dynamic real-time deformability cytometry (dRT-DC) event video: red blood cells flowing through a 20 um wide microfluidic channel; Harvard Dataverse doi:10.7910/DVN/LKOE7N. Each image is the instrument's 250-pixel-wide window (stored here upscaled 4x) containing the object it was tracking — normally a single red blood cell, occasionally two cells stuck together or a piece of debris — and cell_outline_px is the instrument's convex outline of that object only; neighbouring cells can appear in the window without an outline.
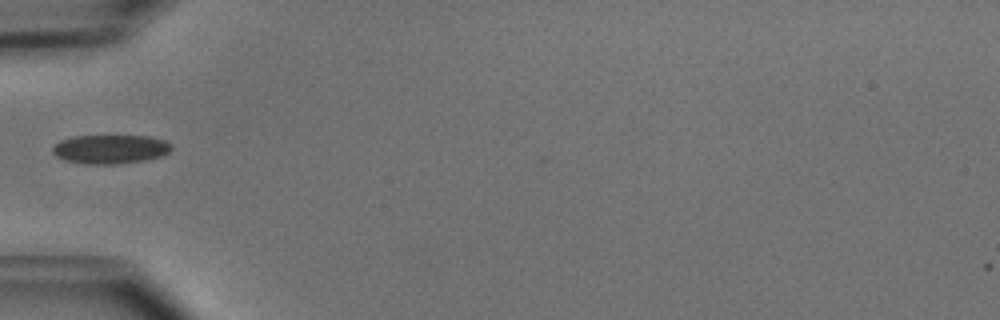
{"species": "common noctule bat (a hibernating species)", "species_latin": "Nyctalus noctula", "temperature_condition": "cold", "stored_images_in_passage": 33, "camera_frame_rate_fps": 3000, "um_per_image_px": 0.085, "animal": {"sex": "male", "body_mass_g": 15.6}, "frame": {"image": 1, "passage_image": 6, "time_ms": 1.667, "image_size_px": [1000, 320], "cell_outline_px": [[172, 148], [164, 156], [144, 160], [116, 164], [84, 164], [64, 160], [56, 156], [52, 152], [52, 148], [60, 140], [72, 136], [148, 136], [164, 140], [172, 144]], "centroid_in_image_um": [9.37, 12.68], "position_along_channel_um": 75.6, "area_um2": 20.17}}
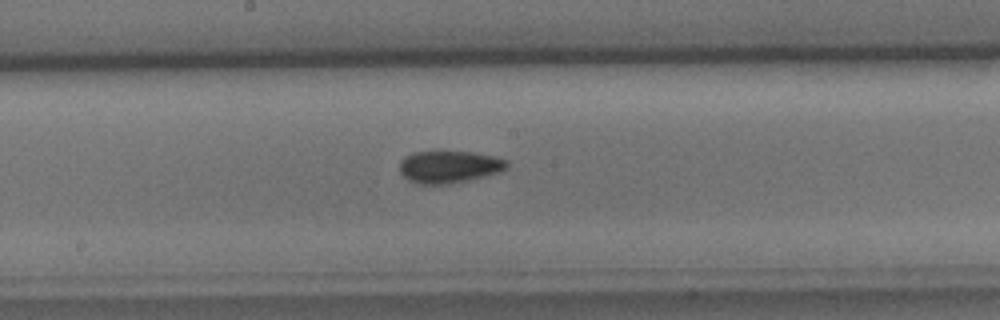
{"frame": {"image": 2, "passage_image": 16, "time_ms": 5.0, "image_size_px": [1000, 320], "cell_outline_px": [[508, 168], [500, 172], [468, 180], [448, 184], [416, 184], [408, 180], [400, 172], [400, 160], [404, 156], [412, 152], [472, 152], [496, 156], [508, 160]], "centroid_in_image_um": [38.18, 14.18], "position_along_channel_um": 210.0, "area_um2": 20.29}}
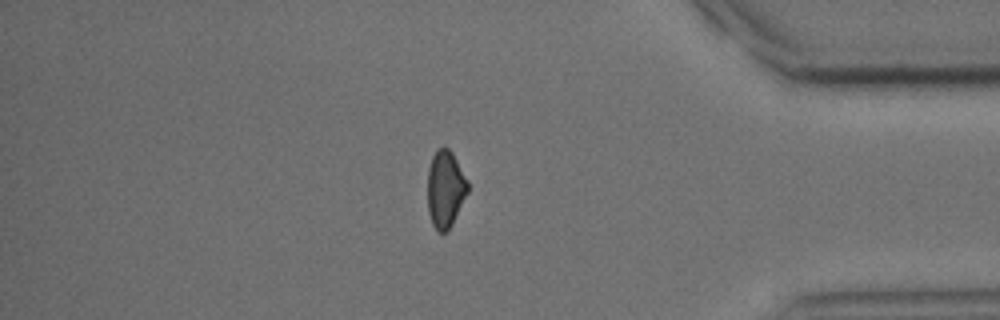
{"frame": {"image": 3, "passage_image": 32, "time_ms": 10.333, "image_size_px": [1000, 320], "cell_outline_px": [[468, 192], [448, 232], [440, 232], [432, 224], [428, 212], [428, 168], [432, 156], [436, 148], [448, 148], [452, 152], [468, 180]], "centroid_in_image_um": [37.85, 16.06], "position_along_channel_um": 397.3, "area_um2": 18.09}}